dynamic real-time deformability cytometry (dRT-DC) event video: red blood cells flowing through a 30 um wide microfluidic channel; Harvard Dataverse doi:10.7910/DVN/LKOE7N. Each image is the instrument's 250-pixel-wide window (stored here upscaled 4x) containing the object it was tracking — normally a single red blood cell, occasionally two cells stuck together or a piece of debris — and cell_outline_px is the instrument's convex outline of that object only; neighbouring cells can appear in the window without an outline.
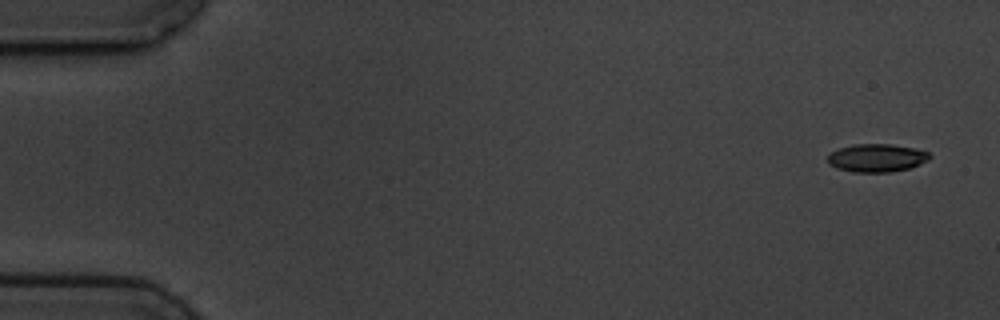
{"species": "common noctule bat (a hibernating species)", "species_latin": "Nyctalus noctula", "temperature_condition": "cold", "stored_images_in_passage": 5, "camera_frame_rate_fps": 3000, "um_per_image_px": 0.085, "animal": {"sex": "male", "body_mass_g": 19.5, "forearm_length_mm": 54.6}, "frame": {"image": 1, "passage_image": 1, "time_ms": 0.0, "image_size_px": [1000, 320], "cell_outline_px": [[932, 156], [928, 160], [920, 164], [908, 168], [892, 172], [852, 172], [836, 168], [828, 164], [828, 156], [836, 148], [852, 144], [892, 144], [916, 148], [928, 152]], "centroid_in_image_um": [74.51, 13.41], "position_along_channel_um": 10.5, "area_um2": 16.88}}
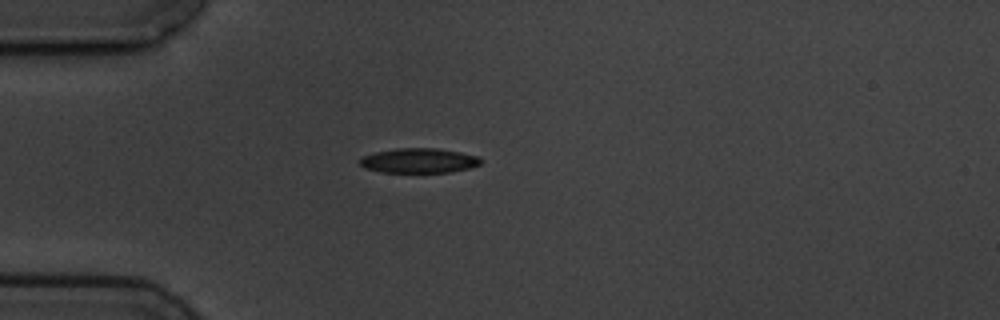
{"frame": {"image": 2, "passage_image": 5, "time_ms": 4.333, "image_size_px": [1000, 320], "cell_outline_px": [[480, 164], [468, 168], [452, 172], [380, 172], [364, 168], [360, 164], [360, 156], [376, 152], [396, 148], [436, 148], [460, 152], [480, 156]], "centroid_in_image_um": [35.58, 13.65], "position_along_channel_um": 49.4, "area_um2": 17.46}}